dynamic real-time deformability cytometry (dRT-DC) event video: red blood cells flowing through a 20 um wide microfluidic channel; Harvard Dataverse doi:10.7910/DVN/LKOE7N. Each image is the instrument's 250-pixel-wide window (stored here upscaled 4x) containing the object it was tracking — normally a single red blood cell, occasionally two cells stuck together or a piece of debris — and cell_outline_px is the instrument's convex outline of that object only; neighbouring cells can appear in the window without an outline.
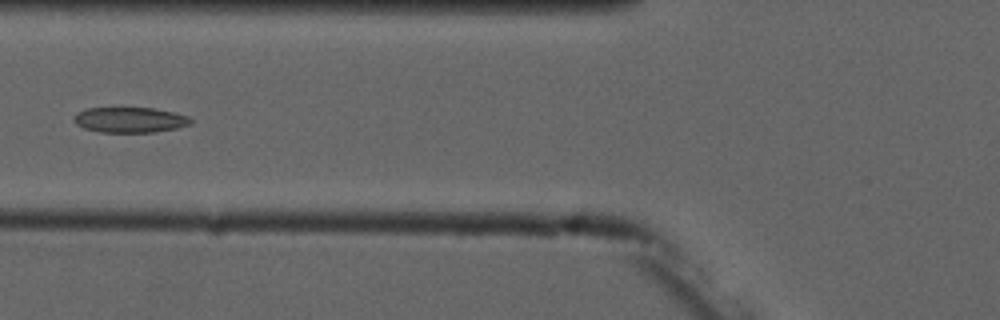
{"species": "common noctule bat (a hibernating species)", "species_latin": "Nyctalus noctula", "temperature_condition": "cold", "stored_images_in_passage": 5, "camera_frame_rate_fps": 3000, "um_per_image_px": 0.085, "animal": {"sex": "male", "forearm_length_mm": 52.5}, "frame": {"image": 1, "passage_image": 5, "time_ms": 4.667, "image_size_px": [1000, 320], "cell_outline_px": [[192, 124], [176, 128], [152, 132], [100, 132], [84, 128], [76, 124], [76, 112], [88, 108], [152, 108], [172, 112], [188, 116], [192, 120]], "centroid_in_image_um": [11.06, 10.19], "position_along_channel_um": 114.7, "area_um2": 17.05}}